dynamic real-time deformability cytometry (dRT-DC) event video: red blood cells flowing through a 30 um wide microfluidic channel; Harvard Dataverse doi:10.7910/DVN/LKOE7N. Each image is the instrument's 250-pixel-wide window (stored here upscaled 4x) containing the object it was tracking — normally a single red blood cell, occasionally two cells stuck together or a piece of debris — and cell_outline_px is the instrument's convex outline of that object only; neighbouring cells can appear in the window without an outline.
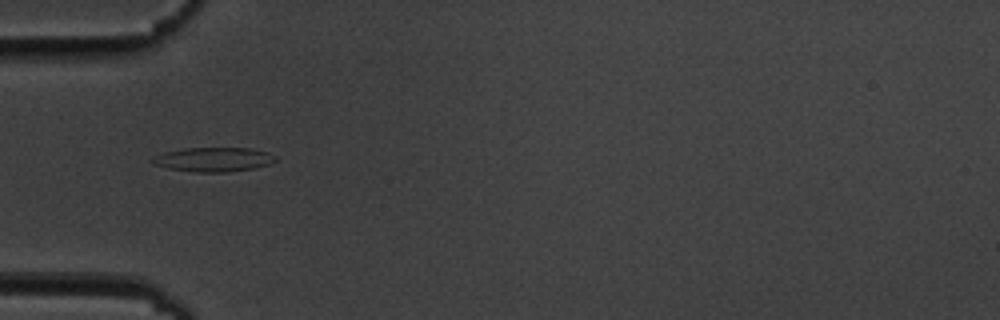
{"species": "common noctule bat (a hibernating species)", "species_latin": "Nyctalus noctula", "temperature_condition": "cold", "stored_images_in_passage": 40, "camera_frame_rate_fps": 3000, "um_per_image_px": 0.085, "animal": {"sex": "male", "body_mass_g": 19.5, "forearm_length_mm": 54.6}, "frame": {"image": 1, "passage_image": 2, "time_ms": 0.333, "image_size_px": [1000, 320], "cell_outline_px": [[276, 160], [272, 164], [256, 168], [228, 172], [192, 172], [168, 168], [152, 164], [148, 160], [164, 152], [184, 148], [248, 148], [268, 152], [276, 156]], "centroid_in_image_um": [18.16, 13.56], "position_along_channel_um": 66.8, "area_um2": 17.63}}
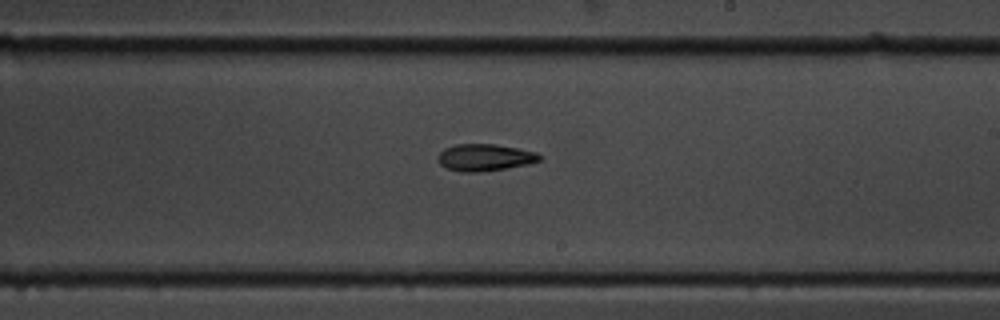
{"frame": {"image": 2, "passage_image": 17, "time_ms": 5.333, "image_size_px": [1000, 320], "cell_outline_px": [[544, 156], [540, 160], [528, 164], [508, 168], [476, 172], [460, 172], [448, 168], [440, 164], [436, 156], [444, 148], [456, 144], [496, 144], [536, 152]], "centroid_in_image_um": [41.21, 13.38], "position_along_channel_um": 247.8, "area_um2": 16.01}}
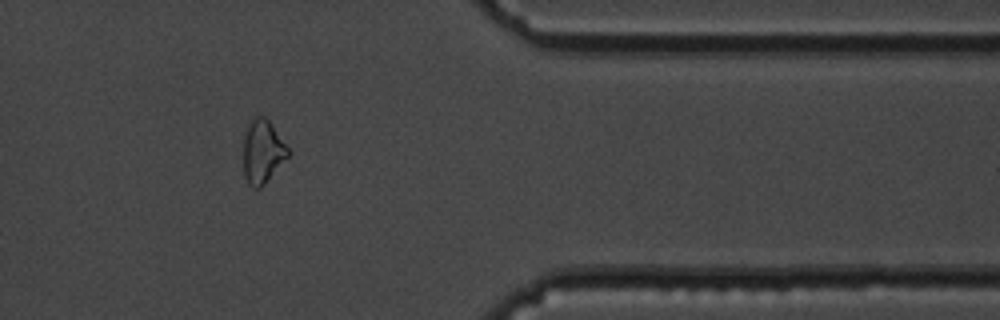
{"frame": {"image": 3, "passage_image": 30, "time_ms": 9.667, "image_size_px": [1000, 320], "cell_outline_px": [[292, 152], [264, 184], [260, 188], [252, 188], [248, 184], [244, 176], [244, 136], [252, 120], [256, 116], [264, 116], [268, 120]], "centroid_in_image_um": [22.33, 12.92], "position_along_channel_um": 389.1, "area_um2": 16.3}, "authors_computed_cell_mechanics": {"area_um2": 16.473, "velocity_mm_per_s": 3.6403, "shape_relaxation_time_tau1_ms": 5.1972, "shape_relaxation_time_tau2_ms": null, "deformation_change_tau1": 0.1124, "deformation_change_tau2": null}}